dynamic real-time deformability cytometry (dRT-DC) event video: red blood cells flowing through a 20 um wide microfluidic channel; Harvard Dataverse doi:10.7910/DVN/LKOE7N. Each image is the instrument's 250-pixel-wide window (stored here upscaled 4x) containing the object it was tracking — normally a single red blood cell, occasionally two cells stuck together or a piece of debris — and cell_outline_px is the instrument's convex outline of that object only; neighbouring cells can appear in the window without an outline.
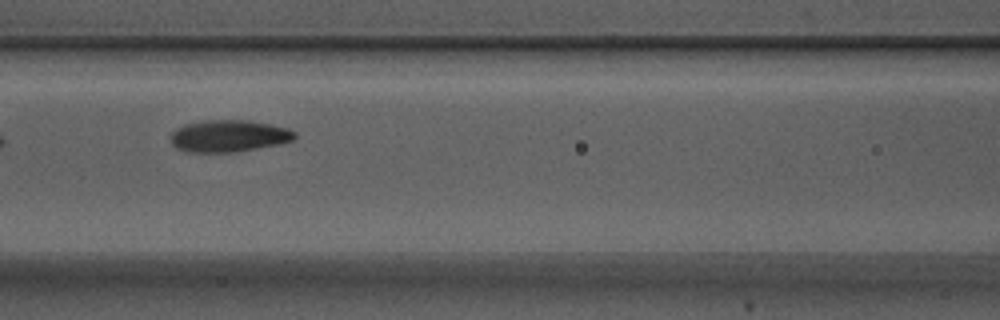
{"species": "Egyptian fruit bat (a non-hibernating species)", "species_latin": "Rousettus aegyptiacus", "temperature_condition": "warm", "stored_images_in_passage": 6, "camera_frame_rate_fps": 3000, "um_per_image_px": 0.085, "animal": {"sex": "male"}, "frame": {"image": 1, "passage_image": 5, "time_ms": 1.333, "image_size_px": [1000, 320], "cell_outline_px": [[296, 136], [292, 140], [280, 144], [236, 152], [188, 152], [176, 148], [172, 144], [172, 132], [176, 128], [184, 124], [204, 120], [248, 120], [272, 124], [288, 128], [296, 132]], "centroid_in_image_um": [19.46, 11.55], "position_along_channel_um": 147.1, "area_um2": 23.24}}
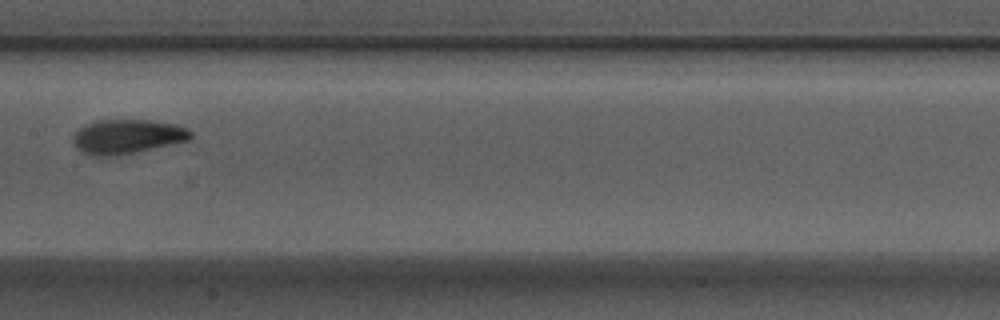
{"frame": {"image": 2, "passage_image": 6, "time_ms": 1.667, "image_size_px": [1000, 320], "cell_outline_px": [[192, 136], [188, 140], [120, 156], [92, 156], [84, 152], [72, 140], [72, 136], [84, 124], [96, 120], [152, 120], [176, 124], [188, 128], [192, 132]], "centroid_in_image_um": [10.83, 11.6], "position_along_channel_um": 196.6, "area_um2": 23.58}}